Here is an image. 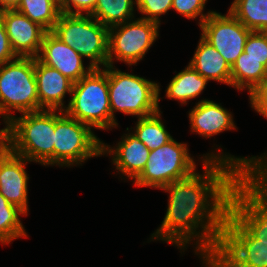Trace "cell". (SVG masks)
<instances>
[{
  "instance_id": "1",
  "label": "cell",
  "mask_w": 267,
  "mask_h": 267,
  "mask_svg": "<svg viewBox=\"0 0 267 267\" xmlns=\"http://www.w3.org/2000/svg\"><path fill=\"white\" fill-rule=\"evenodd\" d=\"M266 159L207 156L203 176L194 172L161 188L170 192L169 204L151 237L184 249L197 236L204 263L247 253L267 234Z\"/></svg>"
},
{
  "instance_id": "2",
  "label": "cell",
  "mask_w": 267,
  "mask_h": 267,
  "mask_svg": "<svg viewBox=\"0 0 267 267\" xmlns=\"http://www.w3.org/2000/svg\"><path fill=\"white\" fill-rule=\"evenodd\" d=\"M55 110L24 113L11 119V151L28 161L54 165Z\"/></svg>"
},
{
  "instance_id": "3",
  "label": "cell",
  "mask_w": 267,
  "mask_h": 267,
  "mask_svg": "<svg viewBox=\"0 0 267 267\" xmlns=\"http://www.w3.org/2000/svg\"><path fill=\"white\" fill-rule=\"evenodd\" d=\"M103 69L93 68L74 83L72 98L63 112L90 127L110 129L118 124L111 115L107 66Z\"/></svg>"
},
{
  "instance_id": "4",
  "label": "cell",
  "mask_w": 267,
  "mask_h": 267,
  "mask_svg": "<svg viewBox=\"0 0 267 267\" xmlns=\"http://www.w3.org/2000/svg\"><path fill=\"white\" fill-rule=\"evenodd\" d=\"M51 32L82 57L89 58L92 68L108 65L109 28L91 15L61 13Z\"/></svg>"
},
{
  "instance_id": "5",
  "label": "cell",
  "mask_w": 267,
  "mask_h": 267,
  "mask_svg": "<svg viewBox=\"0 0 267 267\" xmlns=\"http://www.w3.org/2000/svg\"><path fill=\"white\" fill-rule=\"evenodd\" d=\"M12 108L22 114L39 111L34 57L17 56L0 65V115L11 120Z\"/></svg>"
},
{
  "instance_id": "6",
  "label": "cell",
  "mask_w": 267,
  "mask_h": 267,
  "mask_svg": "<svg viewBox=\"0 0 267 267\" xmlns=\"http://www.w3.org/2000/svg\"><path fill=\"white\" fill-rule=\"evenodd\" d=\"M109 103L114 111L137 115L138 119L159 111V85L107 65Z\"/></svg>"
},
{
  "instance_id": "7",
  "label": "cell",
  "mask_w": 267,
  "mask_h": 267,
  "mask_svg": "<svg viewBox=\"0 0 267 267\" xmlns=\"http://www.w3.org/2000/svg\"><path fill=\"white\" fill-rule=\"evenodd\" d=\"M195 164L187 145L172 139L160 148L150 150L144 170L134 180V184L161 189L191 176L196 170Z\"/></svg>"
},
{
  "instance_id": "8",
  "label": "cell",
  "mask_w": 267,
  "mask_h": 267,
  "mask_svg": "<svg viewBox=\"0 0 267 267\" xmlns=\"http://www.w3.org/2000/svg\"><path fill=\"white\" fill-rule=\"evenodd\" d=\"M56 113L55 110L54 164L70 166L102 155V142L90 126L63 111Z\"/></svg>"
},
{
  "instance_id": "9",
  "label": "cell",
  "mask_w": 267,
  "mask_h": 267,
  "mask_svg": "<svg viewBox=\"0 0 267 267\" xmlns=\"http://www.w3.org/2000/svg\"><path fill=\"white\" fill-rule=\"evenodd\" d=\"M158 27V23L141 18L110 27L108 65L113 66L114 54L117 60L136 64L158 37Z\"/></svg>"
},
{
  "instance_id": "10",
  "label": "cell",
  "mask_w": 267,
  "mask_h": 267,
  "mask_svg": "<svg viewBox=\"0 0 267 267\" xmlns=\"http://www.w3.org/2000/svg\"><path fill=\"white\" fill-rule=\"evenodd\" d=\"M202 37L209 42L232 67L244 52L249 34L252 32L230 12L221 15L211 13L200 25Z\"/></svg>"
},
{
  "instance_id": "11",
  "label": "cell",
  "mask_w": 267,
  "mask_h": 267,
  "mask_svg": "<svg viewBox=\"0 0 267 267\" xmlns=\"http://www.w3.org/2000/svg\"><path fill=\"white\" fill-rule=\"evenodd\" d=\"M0 15L15 55L36 58L47 31L16 9L1 11Z\"/></svg>"
},
{
  "instance_id": "12",
  "label": "cell",
  "mask_w": 267,
  "mask_h": 267,
  "mask_svg": "<svg viewBox=\"0 0 267 267\" xmlns=\"http://www.w3.org/2000/svg\"><path fill=\"white\" fill-rule=\"evenodd\" d=\"M39 53L41 54H38L36 58L41 63L57 69L74 83L78 82L93 69L89 65L85 70L82 61L83 57L72 47L63 43L51 31L45 34Z\"/></svg>"
},
{
  "instance_id": "13",
  "label": "cell",
  "mask_w": 267,
  "mask_h": 267,
  "mask_svg": "<svg viewBox=\"0 0 267 267\" xmlns=\"http://www.w3.org/2000/svg\"><path fill=\"white\" fill-rule=\"evenodd\" d=\"M26 161L28 160L25 157L12 151L0 158V194L25 213L28 211L27 182L29 180L24 169Z\"/></svg>"
},
{
  "instance_id": "14",
  "label": "cell",
  "mask_w": 267,
  "mask_h": 267,
  "mask_svg": "<svg viewBox=\"0 0 267 267\" xmlns=\"http://www.w3.org/2000/svg\"><path fill=\"white\" fill-rule=\"evenodd\" d=\"M35 77L40 110H65L63 99L72 93L74 82L57 69L48 67L35 58Z\"/></svg>"
},
{
  "instance_id": "15",
  "label": "cell",
  "mask_w": 267,
  "mask_h": 267,
  "mask_svg": "<svg viewBox=\"0 0 267 267\" xmlns=\"http://www.w3.org/2000/svg\"><path fill=\"white\" fill-rule=\"evenodd\" d=\"M124 137H122L123 140L118 143L115 150L102 143L101 152L102 155L106 152L113 153L114 158L112 160L116 165V169L130 177V179L135 180L144 170L145 164L149 159L150 150L133 134H126Z\"/></svg>"
},
{
  "instance_id": "16",
  "label": "cell",
  "mask_w": 267,
  "mask_h": 267,
  "mask_svg": "<svg viewBox=\"0 0 267 267\" xmlns=\"http://www.w3.org/2000/svg\"><path fill=\"white\" fill-rule=\"evenodd\" d=\"M192 132L211 137L224 130L236 129L231 113L210 100H202L189 112Z\"/></svg>"
},
{
  "instance_id": "17",
  "label": "cell",
  "mask_w": 267,
  "mask_h": 267,
  "mask_svg": "<svg viewBox=\"0 0 267 267\" xmlns=\"http://www.w3.org/2000/svg\"><path fill=\"white\" fill-rule=\"evenodd\" d=\"M201 76L231 85V67L224 57L202 36L189 63Z\"/></svg>"
},
{
  "instance_id": "18",
  "label": "cell",
  "mask_w": 267,
  "mask_h": 267,
  "mask_svg": "<svg viewBox=\"0 0 267 267\" xmlns=\"http://www.w3.org/2000/svg\"><path fill=\"white\" fill-rule=\"evenodd\" d=\"M267 76V68L260 60L242 54L231 67V86L239 90L244 87L251 93Z\"/></svg>"
},
{
  "instance_id": "19",
  "label": "cell",
  "mask_w": 267,
  "mask_h": 267,
  "mask_svg": "<svg viewBox=\"0 0 267 267\" xmlns=\"http://www.w3.org/2000/svg\"><path fill=\"white\" fill-rule=\"evenodd\" d=\"M208 80L201 76L190 64L170 81L166 89V97L180 100L186 104L187 100L195 98L204 88Z\"/></svg>"
},
{
  "instance_id": "20",
  "label": "cell",
  "mask_w": 267,
  "mask_h": 267,
  "mask_svg": "<svg viewBox=\"0 0 267 267\" xmlns=\"http://www.w3.org/2000/svg\"><path fill=\"white\" fill-rule=\"evenodd\" d=\"M228 11L249 30L267 32V0H234Z\"/></svg>"
},
{
  "instance_id": "21",
  "label": "cell",
  "mask_w": 267,
  "mask_h": 267,
  "mask_svg": "<svg viewBox=\"0 0 267 267\" xmlns=\"http://www.w3.org/2000/svg\"><path fill=\"white\" fill-rule=\"evenodd\" d=\"M16 10L47 32L53 30L62 13L59 0H21Z\"/></svg>"
},
{
  "instance_id": "22",
  "label": "cell",
  "mask_w": 267,
  "mask_h": 267,
  "mask_svg": "<svg viewBox=\"0 0 267 267\" xmlns=\"http://www.w3.org/2000/svg\"><path fill=\"white\" fill-rule=\"evenodd\" d=\"M133 4H136V1L98 0L91 16L105 27L110 28L130 21L134 17Z\"/></svg>"
},
{
  "instance_id": "23",
  "label": "cell",
  "mask_w": 267,
  "mask_h": 267,
  "mask_svg": "<svg viewBox=\"0 0 267 267\" xmlns=\"http://www.w3.org/2000/svg\"><path fill=\"white\" fill-rule=\"evenodd\" d=\"M135 128L133 135L143 142L149 150L160 148L173 139L165 129L159 111L139 118Z\"/></svg>"
},
{
  "instance_id": "24",
  "label": "cell",
  "mask_w": 267,
  "mask_h": 267,
  "mask_svg": "<svg viewBox=\"0 0 267 267\" xmlns=\"http://www.w3.org/2000/svg\"><path fill=\"white\" fill-rule=\"evenodd\" d=\"M27 215L19 207L9 203L0 194V242L9 244L13 239L27 237L19 215Z\"/></svg>"
},
{
  "instance_id": "25",
  "label": "cell",
  "mask_w": 267,
  "mask_h": 267,
  "mask_svg": "<svg viewBox=\"0 0 267 267\" xmlns=\"http://www.w3.org/2000/svg\"><path fill=\"white\" fill-rule=\"evenodd\" d=\"M206 265L208 267H267V234L244 255L227 261L206 262Z\"/></svg>"
},
{
  "instance_id": "26",
  "label": "cell",
  "mask_w": 267,
  "mask_h": 267,
  "mask_svg": "<svg viewBox=\"0 0 267 267\" xmlns=\"http://www.w3.org/2000/svg\"><path fill=\"white\" fill-rule=\"evenodd\" d=\"M248 57L260 60L267 68V32L252 31L244 47Z\"/></svg>"
},
{
  "instance_id": "27",
  "label": "cell",
  "mask_w": 267,
  "mask_h": 267,
  "mask_svg": "<svg viewBox=\"0 0 267 267\" xmlns=\"http://www.w3.org/2000/svg\"><path fill=\"white\" fill-rule=\"evenodd\" d=\"M138 10L148 17L141 19L154 21L160 24L159 16L172 9L173 0H135Z\"/></svg>"
},
{
  "instance_id": "28",
  "label": "cell",
  "mask_w": 267,
  "mask_h": 267,
  "mask_svg": "<svg viewBox=\"0 0 267 267\" xmlns=\"http://www.w3.org/2000/svg\"><path fill=\"white\" fill-rule=\"evenodd\" d=\"M207 0H173L172 9L176 10L179 14L185 16L189 19H196L197 16H200L199 26L203 21L214 11H209L206 14H203V9Z\"/></svg>"
},
{
  "instance_id": "29",
  "label": "cell",
  "mask_w": 267,
  "mask_h": 267,
  "mask_svg": "<svg viewBox=\"0 0 267 267\" xmlns=\"http://www.w3.org/2000/svg\"><path fill=\"white\" fill-rule=\"evenodd\" d=\"M97 1L98 0H59L61 12L72 15H82V11L86 12V15H91ZM71 3L73 6H71ZM72 7H75V11Z\"/></svg>"
},
{
  "instance_id": "30",
  "label": "cell",
  "mask_w": 267,
  "mask_h": 267,
  "mask_svg": "<svg viewBox=\"0 0 267 267\" xmlns=\"http://www.w3.org/2000/svg\"><path fill=\"white\" fill-rule=\"evenodd\" d=\"M249 95L253 109L267 118V76Z\"/></svg>"
},
{
  "instance_id": "31",
  "label": "cell",
  "mask_w": 267,
  "mask_h": 267,
  "mask_svg": "<svg viewBox=\"0 0 267 267\" xmlns=\"http://www.w3.org/2000/svg\"><path fill=\"white\" fill-rule=\"evenodd\" d=\"M17 56L12 51L4 21L0 15V65L13 60Z\"/></svg>"
},
{
  "instance_id": "32",
  "label": "cell",
  "mask_w": 267,
  "mask_h": 267,
  "mask_svg": "<svg viewBox=\"0 0 267 267\" xmlns=\"http://www.w3.org/2000/svg\"><path fill=\"white\" fill-rule=\"evenodd\" d=\"M6 127L0 130V158L11 151V120L4 118Z\"/></svg>"
},
{
  "instance_id": "33",
  "label": "cell",
  "mask_w": 267,
  "mask_h": 267,
  "mask_svg": "<svg viewBox=\"0 0 267 267\" xmlns=\"http://www.w3.org/2000/svg\"><path fill=\"white\" fill-rule=\"evenodd\" d=\"M21 0H0V12L5 10H15L20 4Z\"/></svg>"
}]
</instances>
